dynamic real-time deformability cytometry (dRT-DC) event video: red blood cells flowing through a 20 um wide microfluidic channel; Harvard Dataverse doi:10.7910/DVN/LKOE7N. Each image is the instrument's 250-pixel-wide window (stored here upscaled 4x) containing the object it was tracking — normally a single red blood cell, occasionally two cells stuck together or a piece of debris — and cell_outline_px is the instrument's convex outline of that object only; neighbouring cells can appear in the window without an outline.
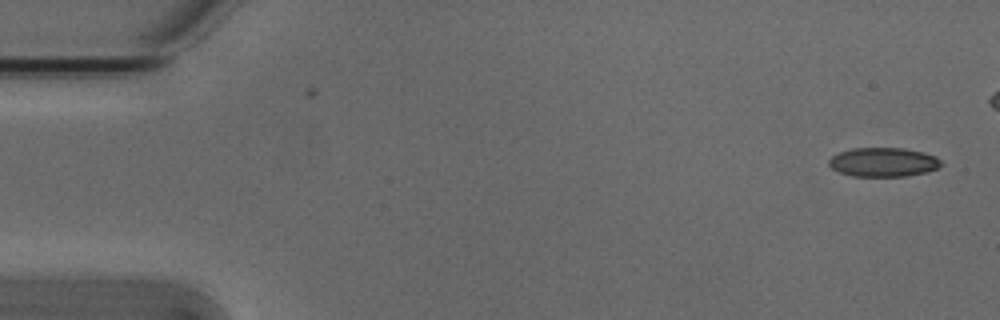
{"species": "Egyptian fruit bat (a non-hibernating species)", "species_latin": "Rousettus aegyptiacus", "temperature_condition": "cold", "stored_images_in_passage": 2, "camera_frame_rate_fps": 3000, "um_per_image_px": 0.085, "animal": {"sex": "male"}, "frame": {"image": 1, "passage_image": 2, "time_ms": 0.333, "image_size_px": [1000, 320], "cell_outline_px": [[940, 164], [936, 168], [928, 172], [904, 176], [852, 176], [840, 172], [832, 168], [828, 164], [828, 160], [832, 156], [840, 152], [852, 148], [904, 148], [936, 156], [940, 160]], "centroid_in_image_um": [75.05, 13.78], "position_along_channel_um": 10.0, "area_um2": 18.84}}